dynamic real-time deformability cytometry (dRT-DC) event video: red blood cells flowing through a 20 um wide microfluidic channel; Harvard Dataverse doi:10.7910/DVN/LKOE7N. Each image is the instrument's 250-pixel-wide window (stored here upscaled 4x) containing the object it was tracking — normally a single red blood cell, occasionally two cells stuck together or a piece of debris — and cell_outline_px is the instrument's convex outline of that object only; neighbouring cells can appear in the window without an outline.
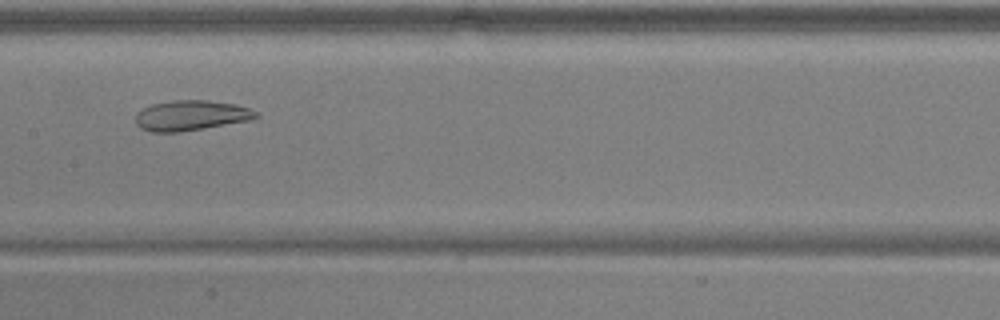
{"species": "common noctule bat (a hibernating species)", "species_latin": "Nyctalus noctula", "temperature_condition": "warm", "stored_images_in_passage": 13, "camera_frame_rate_fps": 3000, "um_per_image_px": 0.085, "animal": {"sex": "male", "body_mass_g": 17.9, "forearm_length_mm": 54.2}, "frame": {"image": 1, "passage_image": 6, "time_ms": 1.667, "image_size_px": [1000, 320], "cell_outline_px": [[260, 116], [252, 120], [180, 132], [152, 132], [140, 128], [136, 124], [136, 112], [152, 104], [172, 100], [208, 100], [236, 104], [260, 112]], "centroid_in_image_um": [16.27, 9.81], "position_along_channel_um": 191.1, "area_um2": 21.39}}
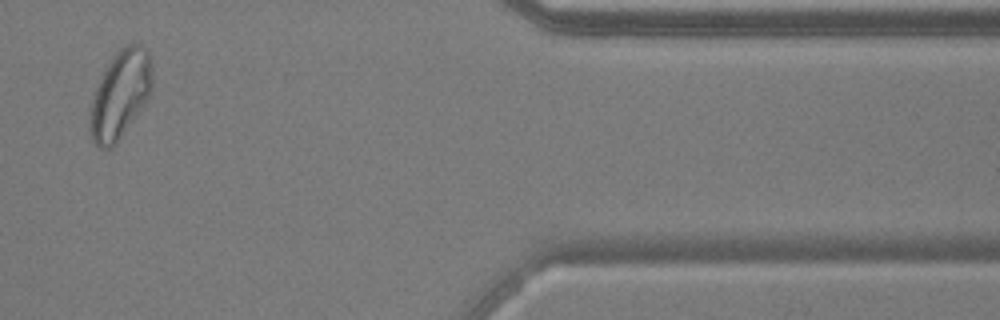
{"frame": {"image": 2, "passage_image": 11, "time_ms": 3.333, "image_size_px": [1000, 320], "cell_outline_px": [[152, 84], [148, 96], [144, 104], [116, 144], [112, 148], [100, 148], [92, 140], [92, 100], [96, 88], [112, 56], [124, 44], [140, 44], [148, 52], [152, 64]], "centroid_in_image_um": [10.26, 7.99], "position_along_channel_um": 401.1, "area_um2": 31.04}}
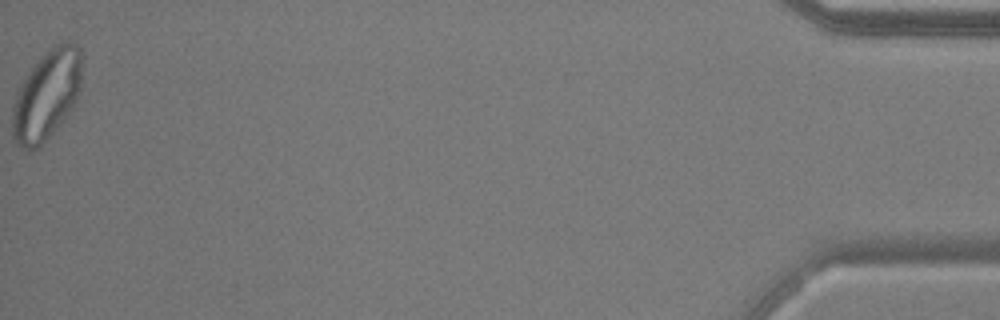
{"frame": {"image": 3, "passage_image": 13, "time_ms": 4.0, "image_size_px": [1000, 320], "cell_outline_px": [[80, 84], [76, 96], [68, 112], [48, 136], [36, 148], [24, 148], [16, 144], [12, 140], [12, 108], [16, 92], [28, 72], [40, 56], [52, 44], [60, 40], [68, 40], [76, 44], [80, 48]], "centroid_in_image_um": [3.92, 8.0], "position_along_channel_um": 431.3, "area_um2": 35.84}}